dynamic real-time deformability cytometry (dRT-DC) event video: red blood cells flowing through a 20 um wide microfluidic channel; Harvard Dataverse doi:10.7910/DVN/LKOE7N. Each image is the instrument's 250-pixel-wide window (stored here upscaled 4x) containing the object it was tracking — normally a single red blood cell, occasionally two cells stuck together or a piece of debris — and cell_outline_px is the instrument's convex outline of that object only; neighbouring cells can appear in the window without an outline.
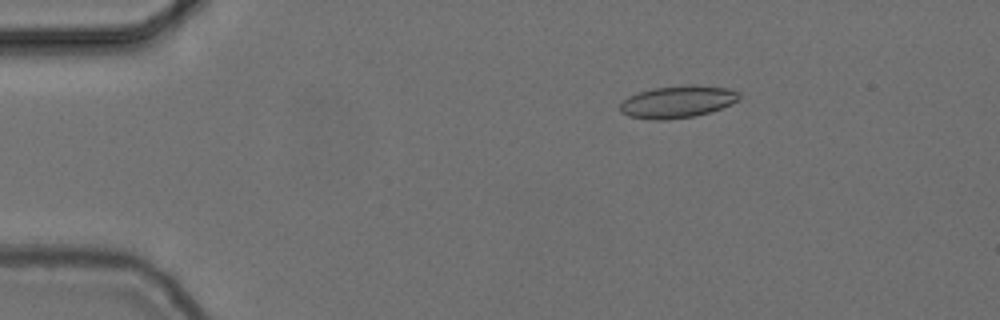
{"species": "common noctule bat (a hibernating species)", "species_latin": "Nyctalus noctula", "temperature_condition": "cold", "stored_images_in_passage": 50, "camera_frame_rate_fps": 3000, "um_per_image_px": 0.085, "animal": {"sex": "female", "body_mass_g": 24.6, "forearm_length_mm": 56.2}, "frame": {"image": 1, "passage_image": 10, "time_ms": 3.0, "image_size_px": [1000, 320], "cell_outline_px": [[740, 100], [720, 108], [708, 112], [692, 116], [668, 120], [652, 120], [628, 116], [620, 112], [620, 104], [628, 96], [652, 88], [688, 84], [728, 88], [740, 92]], "centroid_in_image_um": [57.58, 8.64], "position_along_channel_um": 27.4, "area_um2": 22.37}}
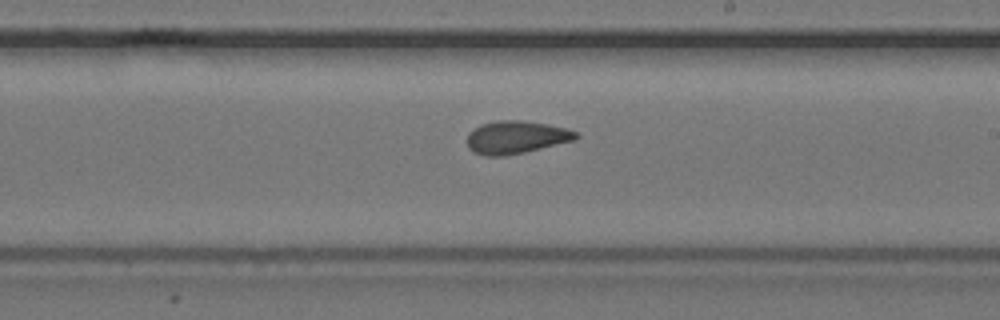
{"frame": {"image": 2, "passage_image": 33, "time_ms": 10.667, "image_size_px": [1000, 320], "cell_outline_px": [[580, 136], [572, 140], [524, 152], [504, 156], [484, 156], [472, 152], [468, 148], [468, 132], [480, 124], [496, 120], [524, 120], [548, 124], [568, 128], [576, 132]], "centroid_in_image_um": [43.82, 11.65], "position_along_channel_um": 245.2, "area_um2": 20.87}}
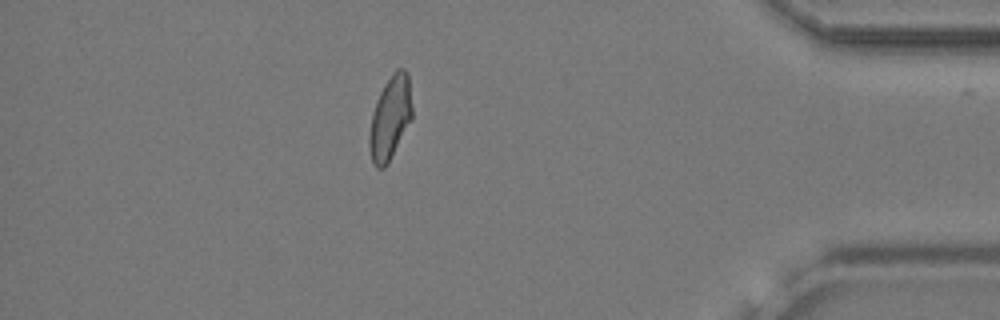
{"frame": {"image": 3, "passage_image": 49, "time_ms": 16.0, "image_size_px": [1000, 320], "cell_outline_px": [[412, 116], [388, 164], [384, 168], [376, 168], [372, 160], [368, 144], [368, 136], [372, 112], [376, 100], [384, 84], [392, 72], [396, 68], [404, 68], [408, 72], [412, 108]], "centroid_in_image_um": [33.14, 9.99], "position_along_channel_um": 402.1, "area_um2": 20.87}}